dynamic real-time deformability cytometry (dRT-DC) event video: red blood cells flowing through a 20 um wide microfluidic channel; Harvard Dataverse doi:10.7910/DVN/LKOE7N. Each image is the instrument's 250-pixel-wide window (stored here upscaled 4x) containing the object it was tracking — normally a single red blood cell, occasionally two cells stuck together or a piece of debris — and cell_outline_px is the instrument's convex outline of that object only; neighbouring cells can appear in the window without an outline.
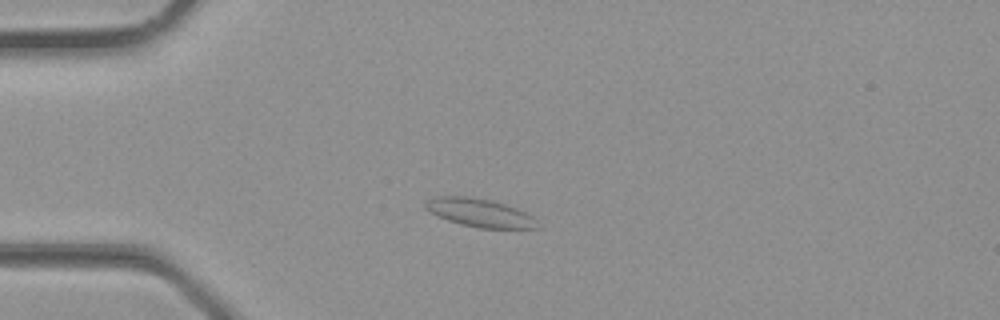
{"species": "common noctule bat (a hibernating species)", "species_latin": "Nyctalus noctula", "temperature_condition": "room temperature", "stored_images_in_passage": 10, "camera_frame_rate_fps": 3000, "um_per_image_px": 0.085, "animal": {"sex": "male", "body_mass_g": 23.1, "forearm_length_mm": 52.7}, "frame": {"image": 1, "passage_image": 6, "time_ms": 1.667, "image_size_px": [1000, 320], "cell_outline_px": [[540, 228], [480, 228], [460, 224], [448, 220], [428, 212], [424, 208], [424, 204], [428, 200], [436, 196], [464, 196], [492, 200], [516, 208], [532, 216], [536, 220]], "centroid_in_image_um": [40.75, 18.08], "position_along_channel_um": 44.3, "area_um2": 18.38}}
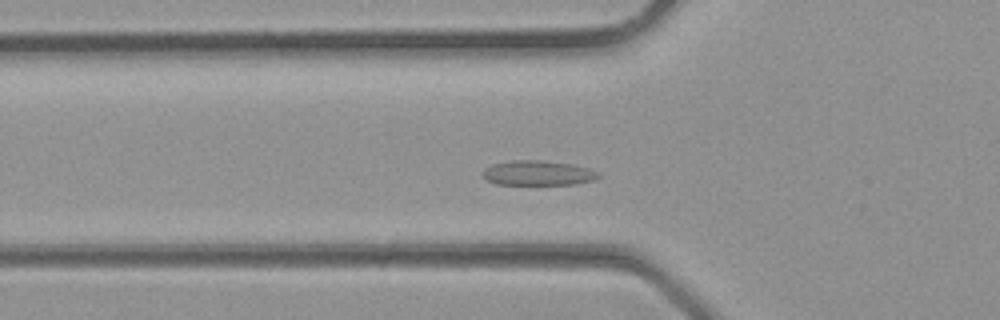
{"frame": {"image": 2, "passage_image": 9, "time_ms": 2.667, "image_size_px": [1000, 320], "cell_outline_px": [[600, 176], [592, 180], [576, 184], [496, 184], [484, 180], [484, 168], [492, 164], [508, 160], [544, 160], [572, 164], [588, 168], [600, 172]], "centroid_in_image_um": [45.71, 14.69], "position_along_channel_um": 80.1, "area_um2": 16.82}}